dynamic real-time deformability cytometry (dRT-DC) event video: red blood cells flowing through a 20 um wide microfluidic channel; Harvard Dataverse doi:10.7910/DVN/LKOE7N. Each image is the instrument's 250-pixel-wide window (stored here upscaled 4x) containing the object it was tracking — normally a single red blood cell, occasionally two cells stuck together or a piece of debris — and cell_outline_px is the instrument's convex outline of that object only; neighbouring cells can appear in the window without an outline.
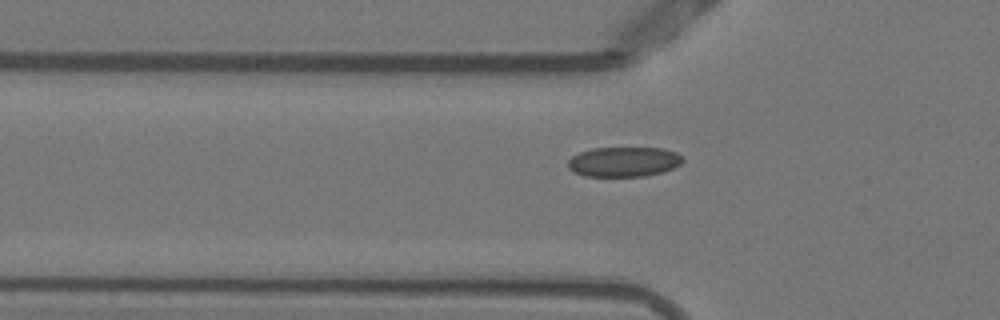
{"species": "Egyptian fruit bat (a non-hibernating species)", "species_latin": "Rousettus aegyptiacus", "temperature_condition": "warm", "stored_images_in_passage": 39, "camera_frame_rate_fps": 3000, "um_per_image_px": 0.085, "animal": {"sex": "female"}, "frame": {"image": 1, "passage_image": 4, "time_ms": 1.0, "image_size_px": [1000, 320], "cell_outline_px": [[684, 160], [680, 164], [664, 172], [644, 176], [584, 176], [568, 168], [568, 160], [572, 156], [580, 152], [592, 148], [664, 148], [676, 152], [684, 156]], "centroid_in_image_um": [53.05, 13.74], "position_along_channel_um": 72.7, "area_um2": 20.06}}
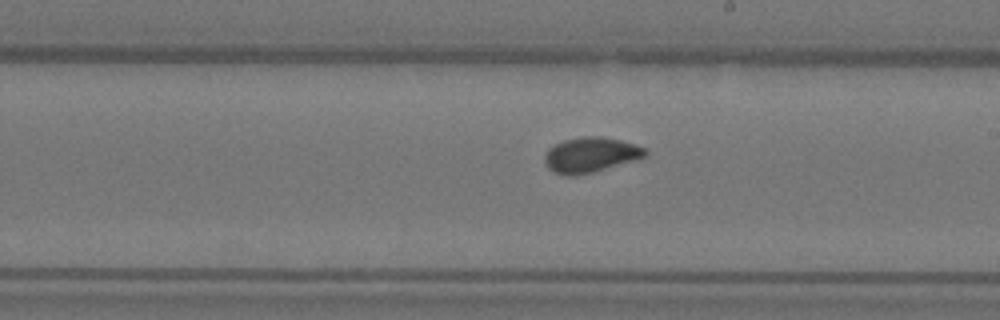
{"frame": {"image": 2, "passage_image": 17, "time_ms": 5.333, "image_size_px": [1000, 320], "cell_outline_px": [[648, 152], [644, 156], [592, 172], [576, 176], [568, 176], [552, 172], [548, 168], [544, 160], [544, 156], [548, 148], [564, 140], [584, 136], [600, 136], [620, 140], [636, 144], [644, 148]], "centroid_in_image_um": [50.13, 13.16], "position_along_channel_um": 238.9, "area_um2": 20.29}}
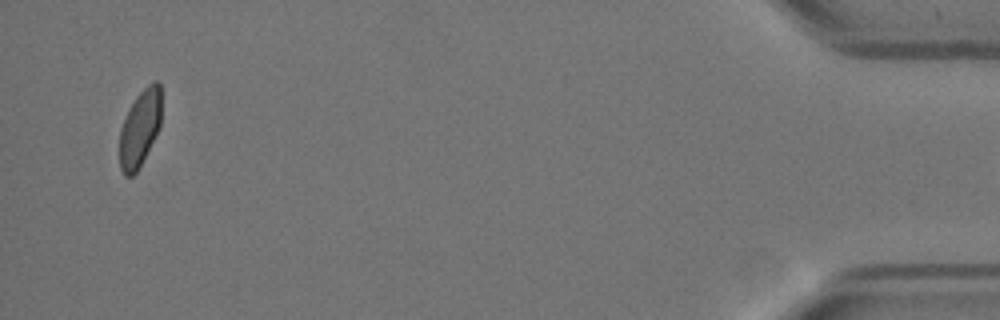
{"frame": {"image": 3, "passage_image": 38, "time_ms": 12.333, "image_size_px": [1000, 320], "cell_outline_px": [[160, 124], [136, 172], [132, 176], [124, 176], [120, 168], [120, 128], [128, 108], [136, 96], [148, 84], [156, 80], [160, 84]], "centroid_in_image_um": [11.86, 10.87], "position_along_channel_um": 423.3, "area_um2": 18.21}}